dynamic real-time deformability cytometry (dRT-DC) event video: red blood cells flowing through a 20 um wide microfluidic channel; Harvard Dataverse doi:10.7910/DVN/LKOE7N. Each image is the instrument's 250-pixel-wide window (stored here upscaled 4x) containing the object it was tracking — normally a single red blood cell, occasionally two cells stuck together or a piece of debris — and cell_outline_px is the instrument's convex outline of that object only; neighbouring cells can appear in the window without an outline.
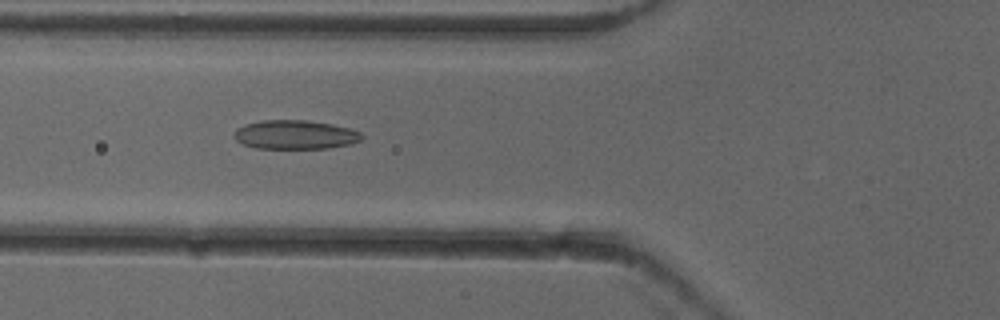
{"species": "common noctule bat (a hibernating species)", "species_latin": "Nyctalus noctula", "temperature_condition": "cold", "stored_images_in_passage": 53, "camera_frame_rate_fps": 3000, "um_per_image_px": 0.085, "animal": {"sex": "female"}, "frame": {"image": 1, "passage_image": 20, "time_ms": 6.333, "image_size_px": [1000, 320], "cell_outline_px": [[364, 136], [360, 140], [352, 144], [328, 148], [256, 148], [244, 144], [236, 140], [232, 136], [236, 128], [244, 124], [260, 120], [308, 120], [332, 124], [348, 128], [360, 132]], "centroid_in_image_um": [25.07, 11.44], "position_along_channel_um": 100.7, "area_um2": 21.68}}
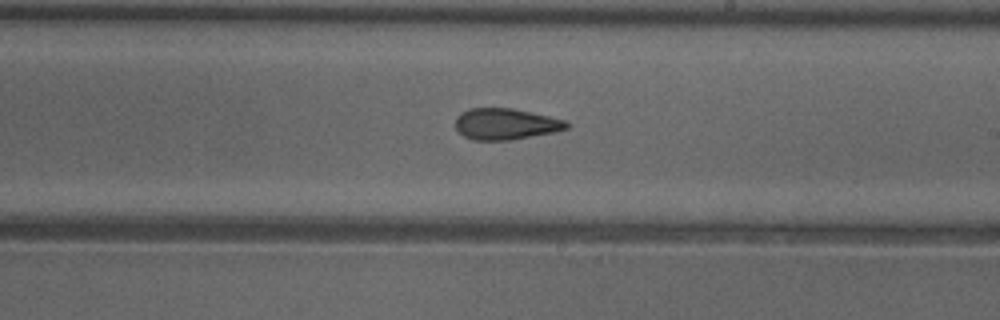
{"frame": {"image": 2, "passage_image": 31, "time_ms": 10.0, "image_size_px": [1000, 320], "cell_outline_px": [[568, 128], [552, 132], [508, 140], [472, 140], [464, 136], [456, 128], [456, 116], [460, 112], [468, 108], [512, 108], [548, 116], [564, 120], [568, 124]], "centroid_in_image_um": [42.92, 10.53], "position_along_channel_um": 246.1, "area_um2": 20.0}}
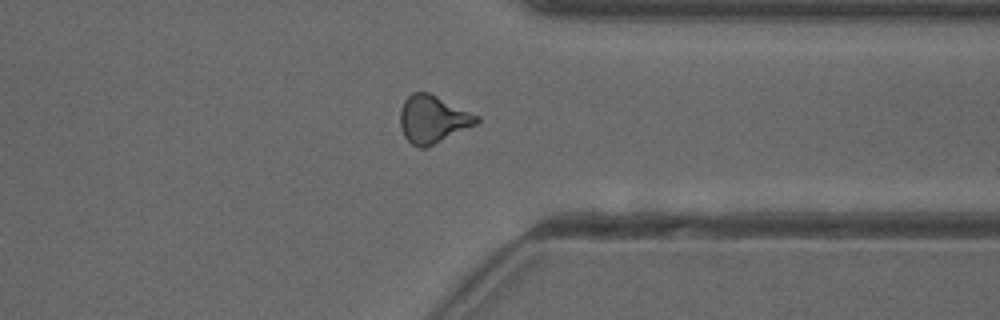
{"frame": {"image": 3, "passage_image": 41, "time_ms": 13.333, "image_size_px": [1000, 320], "cell_outline_px": [[480, 120], [476, 124], [428, 148], [420, 148], [412, 144], [404, 136], [400, 128], [400, 108], [404, 100], [412, 92], [428, 92], [480, 116]], "centroid_in_image_um": [36.77, 10.14], "position_along_channel_um": 374.6, "area_um2": 21.33}, "authors_computed_cell_mechanics": {"area_um2": 20.6924, "velocity_mm_per_s": 3.943, "shape_relaxation_time_tau1_ms": null, "shape_relaxation_time_tau2_ms": 2.7335, "deformation_change_tau1": null, "deformation_change_tau2": 0.1071}}